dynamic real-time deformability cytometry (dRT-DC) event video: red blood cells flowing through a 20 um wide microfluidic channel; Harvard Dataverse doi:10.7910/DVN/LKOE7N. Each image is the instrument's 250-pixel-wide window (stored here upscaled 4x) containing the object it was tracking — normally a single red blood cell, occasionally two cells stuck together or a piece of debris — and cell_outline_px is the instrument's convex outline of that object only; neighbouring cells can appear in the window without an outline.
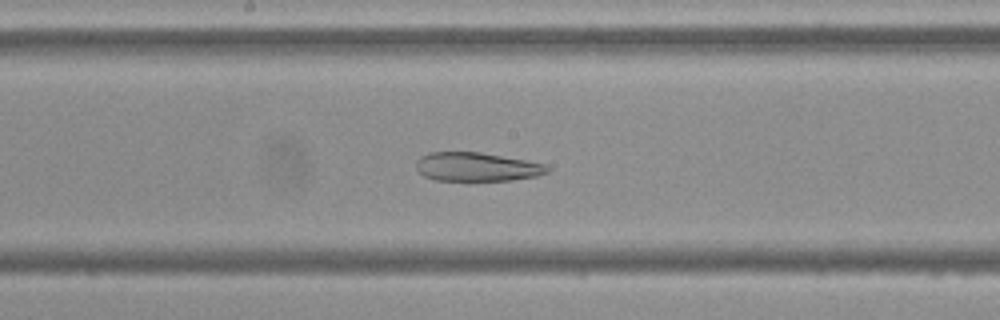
{"species": "Egyptian fruit bat (a non-hibernating species)", "species_latin": "Rousettus aegyptiacus", "temperature_condition": "cold", "stored_images_in_passage": 55, "camera_frame_rate_fps": 3000, "um_per_image_px": 0.085, "frame": {"image": 1, "passage_image": 29, "time_ms": 9.333, "image_size_px": [1000, 320], "cell_outline_px": [[548, 172], [536, 176], [512, 180], [468, 184], [436, 180], [424, 176], [416, 168], [416, 160], [420, 156], [428, 152], [480, 152], [524, 160], [544, 164], [548, 168]], "centroid_in_image_um": [40.45, 14.23], "position_along_channel_um": 207.7, "area_um2": 22.89}}
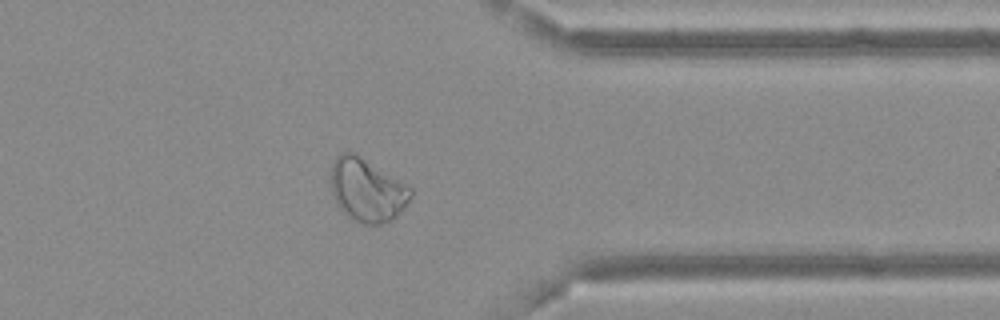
{"frame": {"image": 2, "passage_image": 44, "time_ms": 14.333, "image_size_px": [1000, 320], "cell_outline_px": [[412, 196], [404, 208], [392, 220], [380, 224], [360, 224], [348, 220], [340, 212], [336, 204], [332, 192], [332, 164], [336, 156], [340, 152], [356, 152], [412, 188]], "centroid_in_image_um": [31.18, 16.18], "position_along_channel_um": 380.2, "area_um2": 29.88}}
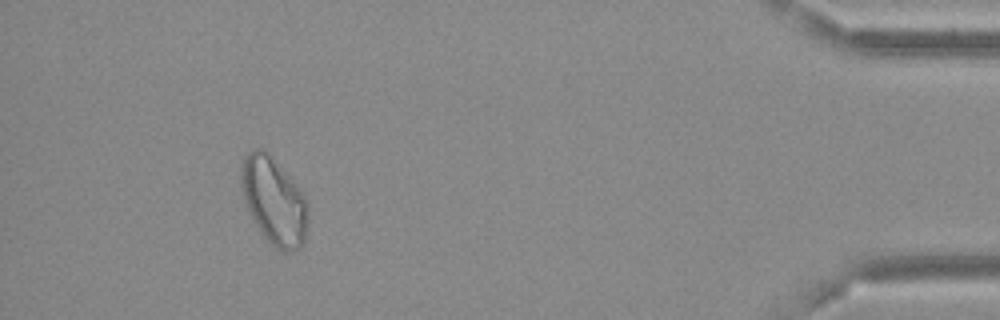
{"frame": {"image": 3, "passage_image": 51, "time_ms": 16.667, "image_size_px": [1000, 320], "cell_outline_px": [[308, 216], [304, 244], [300, 248], [288, 252], [284, 252], [276, 248], [260, 232], [252, 220], [244, 200], [240, 188], [240, 168], [244, 156], [252, 148], [264, 148], [300, 188], [308, 204]], "centroid_in_image_um": [23.26, 17.06], "position_along_channel_um": 411.9, "area_um2": 34.39}}